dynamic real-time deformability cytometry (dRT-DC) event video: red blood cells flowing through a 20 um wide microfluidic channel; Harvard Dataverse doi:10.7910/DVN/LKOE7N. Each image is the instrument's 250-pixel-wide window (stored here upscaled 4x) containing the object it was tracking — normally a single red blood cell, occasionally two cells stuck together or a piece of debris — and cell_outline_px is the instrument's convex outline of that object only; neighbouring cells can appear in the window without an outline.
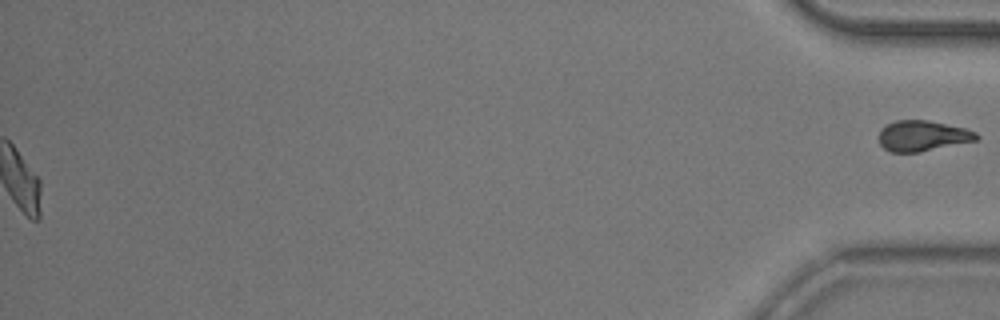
{"species": "common noctule bat (a hibernating species)", "species_latin": "Nyctalus noctula", "temperature_condition": "room temperature", "stored_images_in_passage": 49, "segment_of_instrument_passage": [2, 2], "camera_frame_rate_fps": 3000, "um_per_image_px": 0.085, "animal": {"sex": "male", "body_mass_g": 20.5, "forearm_length_mm": 52.5}, "frame": {"image": 1, "passage_image": 49, "time_ms": 16.0, "image_size_px": [1000, 320], "cell_outline_px": [[980, 136], [976, 140], [916, 152], [888, 152], [880, 144], [880, 128], [896, 120], [928, 120], [964, 128], [976, 132]], "centroid_in_image_um": [78.39, 11.54], "position_along_channel_um": 356.8, "area_um2": 17.11}}